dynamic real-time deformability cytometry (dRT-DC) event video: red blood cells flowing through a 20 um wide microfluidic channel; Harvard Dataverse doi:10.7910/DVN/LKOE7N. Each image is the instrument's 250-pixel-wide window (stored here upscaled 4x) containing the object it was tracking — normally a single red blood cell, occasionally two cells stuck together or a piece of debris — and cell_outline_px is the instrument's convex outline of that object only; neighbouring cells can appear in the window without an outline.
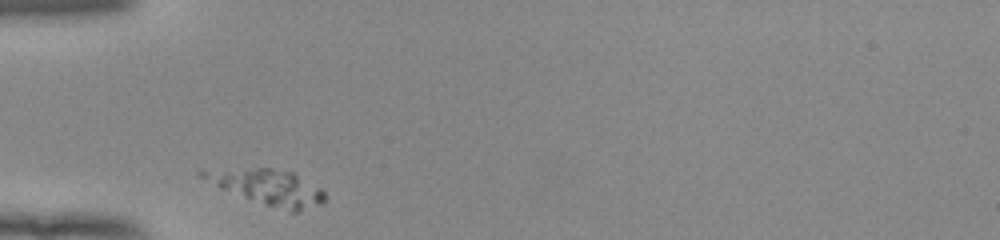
{"species": "human", "species_latin": "Homo sapiens", "temperature_condition": "room temperature", "stored_images_in_passage": 28, "camera_frame_rate_fps": 3000, "um_per_image_px": 0.085, "donor": {"sex": "female"}, "frame": {"image": 1, "passage_image": 1, "time_ms": 0.0, "image_size_px": [1000, 240], "cell_outline_px": [[328, 196], [320, 204], [300, 212], [288, 212], [220, 188], [200, 176], [196, 172], [200, 168], [272, 168], [292, 172], [320, 188]], "centroid_in_image_um": [22.73, 15.88], "position_along_channel_um": 62.3, "area_um2": 25.2}}
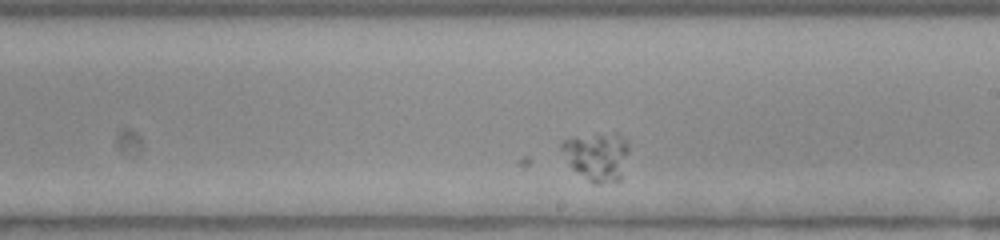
{"frame": {"image": 2, "passage_image": 16, "time_ms": 5.0, "image_size_px": [1000, 240], "cell_outline_px": [[628, 152], [620, 180], [616, 184], [592, 184], [572, 168], [560, 148], [560, 144], [564, 140], [616, 132], [628, 144]], "centroid_in_image_um": [50.77, 13.36], "position_along_channel_um": 238.2, "area_um2": 18.73}}
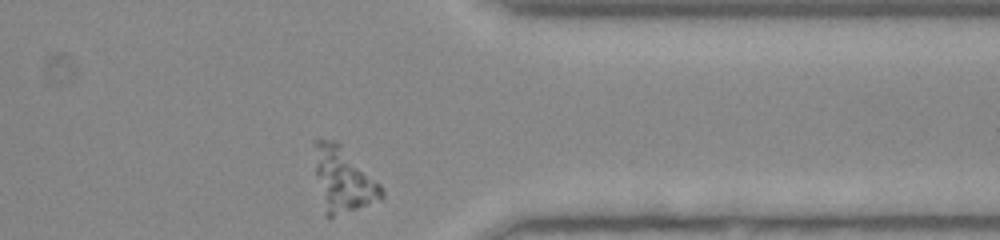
{"frame": {"image": 3, "passage_image": 28, "time_ms": 9.0, "image_size_px": [1000, 240], "cell_outline_px": [[384, 196], [380, 200], [332, 216], [324, 216], [316, 176], [316, 140], [336, 140], [380, 184], [384, 192]], "centroid_in_image_um": [29.16, 15.3], "position_along_channel_um": 382.2, "area_um2": 24.51}}